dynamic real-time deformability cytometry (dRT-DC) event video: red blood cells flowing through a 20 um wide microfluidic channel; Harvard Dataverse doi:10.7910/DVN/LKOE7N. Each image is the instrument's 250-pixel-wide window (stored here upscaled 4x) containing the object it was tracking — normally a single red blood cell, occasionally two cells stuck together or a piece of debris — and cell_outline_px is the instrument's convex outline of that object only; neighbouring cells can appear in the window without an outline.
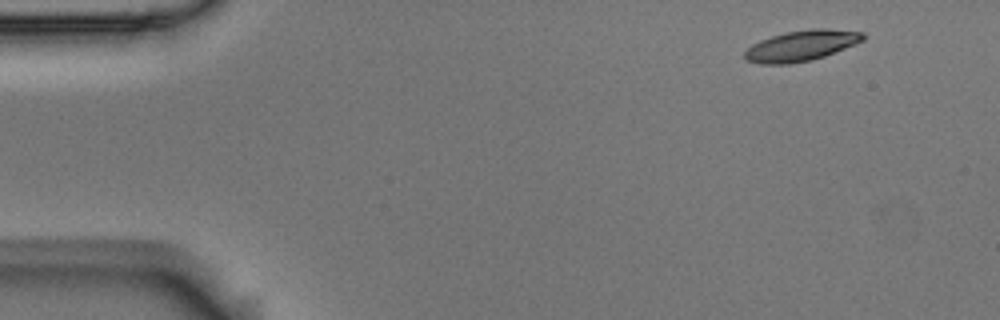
{"species": "Egyptian fruit bat (a non-hibernating species)", "species_latin": "Rousettus aegyptiacus", "temperature_condition": "room temperature", "stored_images_in_passage": 3, "camera_frame_rate_fps": 3000, "um_per_image_px": 0.085, "animal": {"sex": "male"}, "frame": {"image": 1, "passage_image": 1, "time_ms": 0.0, "image_size_px": [1000, 320], "cell_outline_px": [[864, 40], [824, 56], [812, 60], [788, 64], [760, 64], [744, 60], [744, 52], [752, 44], [760, 40], [784, 32], [812, 28], [824, 28], [864, 32]], "centroid_in_image_um": [68.07, 3.88], "position_along_channel_um": 16.9, "area_um2": 21.15}}